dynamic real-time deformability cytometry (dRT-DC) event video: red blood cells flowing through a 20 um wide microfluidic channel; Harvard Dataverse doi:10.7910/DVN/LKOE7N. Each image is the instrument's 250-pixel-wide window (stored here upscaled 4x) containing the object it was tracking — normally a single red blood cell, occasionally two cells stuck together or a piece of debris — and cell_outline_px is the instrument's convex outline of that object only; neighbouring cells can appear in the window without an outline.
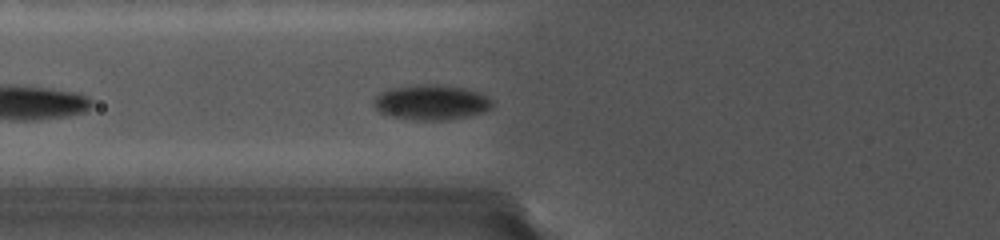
{"species": "common noctule bat (a hibernating species)", "species_latin": "Nyctalus noctula", "temperature_condition": "cold", "stored_images_in_passage": 7, "camera_frame_rate_fps": 5000, "um_per_image_px": 0.085, "animal": {"sex": "female", "body_mass_g": 19.0, "forearm_length_mm": 56.7}, "frame": {"image": 1, "passage_image": 3, "time_ms": 1.6, "image_size_px": [1000, 240], "cell_outline_px": [[492, 108], [484, 112], [468, 116], [448, 120], [416, 120], [388, 116], [380, 112], [372, 104], [376, 96], [380, 92], [392, 88], [460, 88], [476, 92], [488, 96], [492, 100]], "centroid_in_image_um": [36.66, 8.78], "position_along_channel_um": 89.1, "area_um2": 23.0}}